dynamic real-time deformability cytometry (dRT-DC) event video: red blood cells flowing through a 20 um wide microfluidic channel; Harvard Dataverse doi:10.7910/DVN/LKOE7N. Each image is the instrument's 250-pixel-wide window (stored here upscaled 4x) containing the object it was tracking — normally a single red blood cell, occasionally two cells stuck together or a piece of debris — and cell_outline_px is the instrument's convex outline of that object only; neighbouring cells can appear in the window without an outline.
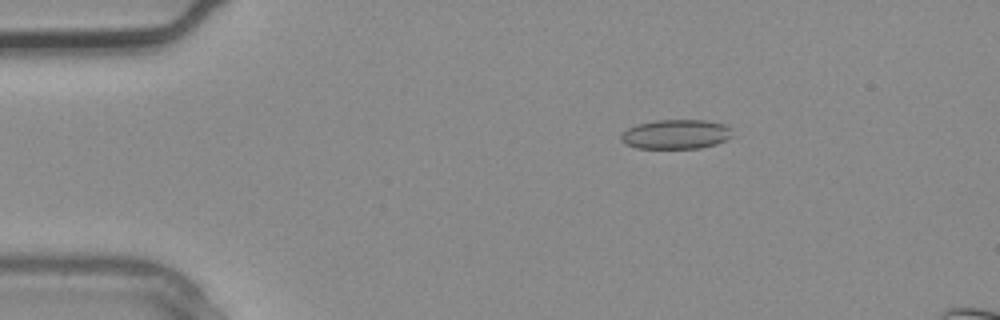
{"species": "common noctule bat (a hibernating species)", "species_latin": "Nyctalus noctula", "temperature_condition": "warm", "stored_images_in_passage": 3, "camera_frame_rate_fps": 3000, "um_per_image_px": 0.085, "animal": {"sex": "male", "body_mass_g": 20.4}, "frame": {"image": 1, "passage_image": 1, "time_ms": 0.0, "image_size_px": [1000, 320], "cell_outline_px": [[732, 136], [728, 140], [716, 144], [700, 148], [636, 148], [624, 144], [620, 140], [620, 132], [636, 124], [656, 120], [704, 120], [724, 124], [732, 128]], "centroid_in_image_um": [57.44, 11.41], "position_along_channel_um": 27.6, "area_um2": 19.42}}